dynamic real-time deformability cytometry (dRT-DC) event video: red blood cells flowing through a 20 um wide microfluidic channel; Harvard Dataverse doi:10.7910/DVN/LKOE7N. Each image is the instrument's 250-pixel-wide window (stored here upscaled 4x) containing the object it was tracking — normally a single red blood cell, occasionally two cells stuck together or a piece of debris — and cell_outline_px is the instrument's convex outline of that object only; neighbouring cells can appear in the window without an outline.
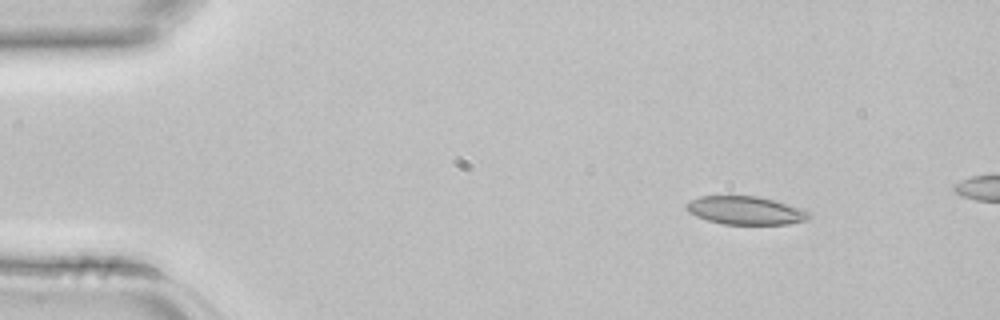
{"species": "common noctule bat (a hibernating species)", "species_latin": "Nyctalus noctula", "temperature_condition": "room temperature", "stored_images_in_passage": 3, "camera_frame_rate_fps": 3000, "um_per_image_px": 0.085, "animal": {"sex": "female", "body_mass_g": 22.7, "forearm_length_mm": 54.2}, "frame": {"image": 1, "passage_image": 1, "time_ms": 0.0, "image_size_px": [1000, 320], "cell_outline_px": [[812, 216], [808, 220], [788, 224], [724, 224], [708, 220], [696, 216], [688, 212], [684, 208], [684, 204], [700, 196], [756, 196], [772, 200], [800, 208], [812, 212]], "centroid_in_image_um": [63.37, 17.89], "position_along_channel_um": 21.6, "area_um2": 20.17}}